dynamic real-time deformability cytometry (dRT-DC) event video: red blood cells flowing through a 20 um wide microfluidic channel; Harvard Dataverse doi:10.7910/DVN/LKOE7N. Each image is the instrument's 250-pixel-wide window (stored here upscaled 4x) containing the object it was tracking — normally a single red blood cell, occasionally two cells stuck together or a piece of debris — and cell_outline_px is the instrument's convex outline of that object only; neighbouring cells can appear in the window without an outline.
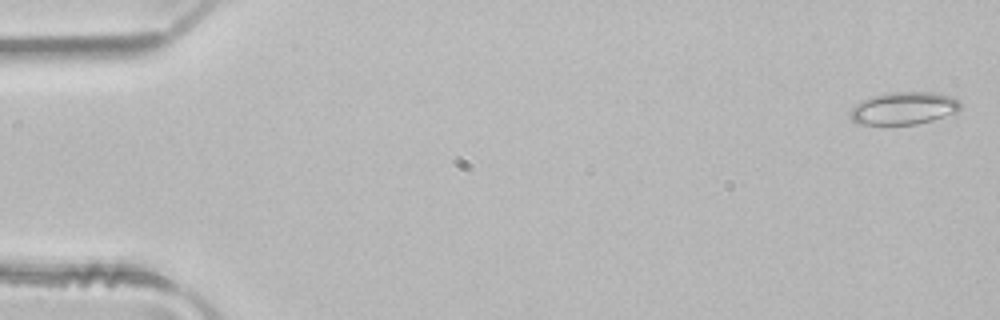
{"species": "common noctule bat (a hibernating species)", "species_latin": "Nyctalus noctula", "temperature_condition": "room temperature", "stored_images_in_passage": 4, "camera_frame_rate_fps": 3000, "um_per_image_px": 0.085, "animal": {"sex": "male", "body_mass_g": 21.5, "forearm_length_mm": 52.0}, "frame": {"image": 1, "passage_image": 4, "time_ms": 1.0, "image_size_px": [1000, 320], "cell_outline_px": [[960, 108], [956, 112], [932, 120], [916, 124], [860, 124], [852, 120], [848, 116], [848, 112], [856, 104], [872, 96], [888, 92], [932, 92], [952, 96], [960, 104]], "centroid_in_image_um": [76.78, 9.2], "position_along_channel_um": 8.2, "area_um2": 20.75}}